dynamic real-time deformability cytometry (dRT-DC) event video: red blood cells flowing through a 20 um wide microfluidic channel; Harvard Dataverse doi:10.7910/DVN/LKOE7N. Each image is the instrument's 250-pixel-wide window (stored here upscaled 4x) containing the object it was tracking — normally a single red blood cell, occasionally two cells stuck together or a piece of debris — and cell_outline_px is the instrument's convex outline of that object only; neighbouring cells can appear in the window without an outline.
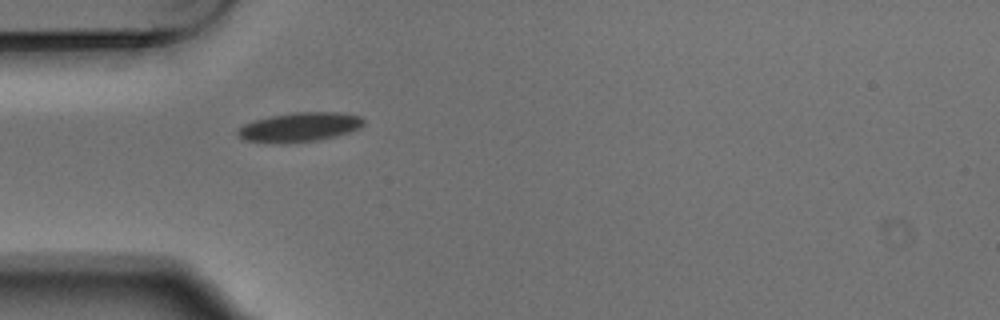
{"species": "Egyptian fruit bat (a non-hibernating species)", "species_latin": "Rousettus aegyptiacus", "temperature_condition": "warm", "stored_images_in_passage": 2, "camera_frame_rate_fps": 3000, "um_per_image_px": 0.085, "animal": {"sex": "male"}, "frame": {"image": 1, "passage_image": 1, "time_ms": 0.0, "image_size_px": [1000, 320], "cell_outline_px": [[364, 124], [360, 128], [336, 136], [316, 140], [280, 144], [244, 140], [236, 132], [244, 124], [256, 120], [272, 116], [296, 112], [340, 112], [360, 116], [364, 120]], "centroid_in_image_um": [25.48, 10.81], "position_along_channel_um": 59.5, "area_um2": 21.33}}
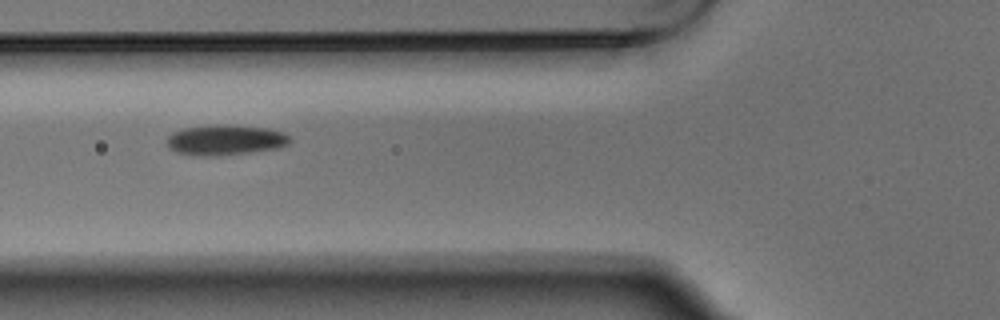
{"frame": {"image": 2, "passage_image": 2, "time_ms": 0.333, "image_size_px": [1000, 320], "cell_outline_px": [[292, 140], [288, 144], [276, 148], [220, 156], [200, 156], [176, 152], [168, 148], [168, 136], [172, 132], [184, 128], [216, 124], [228, 124], [268, 128], [284, 132]], "centroid_in_image_um": [19.15, 11.89], "position_along_channel_um": 106.7, "area_um2": 21.85}}